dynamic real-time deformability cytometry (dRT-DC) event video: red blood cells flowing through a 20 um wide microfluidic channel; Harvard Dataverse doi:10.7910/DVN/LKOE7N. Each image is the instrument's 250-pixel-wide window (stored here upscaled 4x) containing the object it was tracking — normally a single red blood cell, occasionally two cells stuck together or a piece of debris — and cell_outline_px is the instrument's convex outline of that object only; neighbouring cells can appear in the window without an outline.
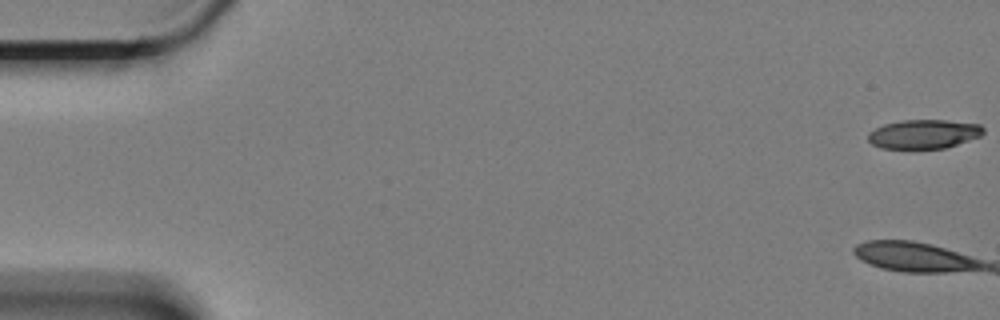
{"species": "Egyptian fruit bat (a non-hibernating species)", "species_latin": "Rousettus aegyptiacus", "temperature_condition": "cold", "stored_images_in_passage": 9, "camera_frame_rate_fps": 3000, "um_per_image_px": 0.085, "animal": {"sex": "female"}, "frame": {"image": 1, "passage_image": 1, "time_ms": 0.0, "image_size_px": [1000, 320], "cell_outline_px": [[984, 132], [980, 136], [944, 148], [880, 148], [872, 144], [868, 140], [868, 132], [884, 124], [900, 120], [944, 120], [980, 124], [984, 128]], "centroid_in_image_um": [78.5, 11.38], "position_along_channel_um": 6.5, "area_um2": 19.36}}